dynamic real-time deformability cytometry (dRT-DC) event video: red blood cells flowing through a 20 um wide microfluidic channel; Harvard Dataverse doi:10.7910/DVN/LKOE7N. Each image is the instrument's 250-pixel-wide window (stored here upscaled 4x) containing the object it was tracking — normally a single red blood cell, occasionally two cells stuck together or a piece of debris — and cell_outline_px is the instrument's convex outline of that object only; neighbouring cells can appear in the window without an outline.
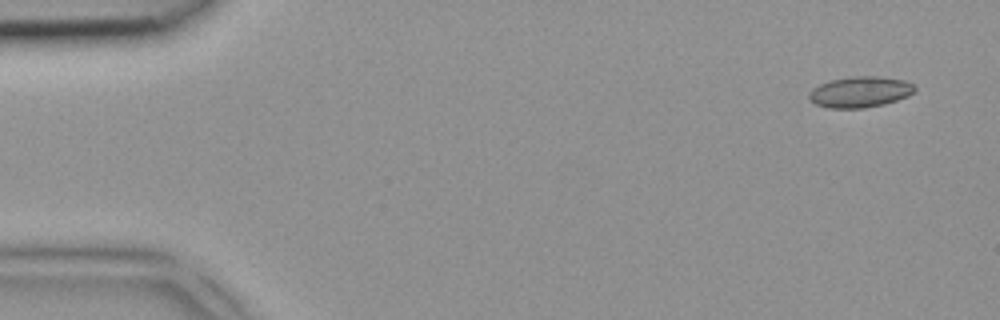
{"species": "common noctule bat (a hibernating species)", "species_latin": "Nyctalus noctula", "temperature_condition": "room temperature", "stored_images_in_passage": 5, "segment_of_instrument_passage": [1, 2], "camera_frame_rate_fps": 3000, "um_per_image_px": 0.085, "animal": {"sex": "female", "body_mass_g": 18.4}, "frame": {"image": 1, "passage_image": 1, "time_ms": 0.0, "image_size_px": [1000, 320], "cell_outline_px": [[916, 88], [908, 96], [884, 104], [864, 108], [828, 108], [816, 104], [808, 100], [808, 96], [812, 88], [820, 84], [832, 80], [852, 76], [876, 76], [904, 80], [912, 84]], "centroid_in_image_um": [73.07, 7.82], "position_along_channel_um": 11.9, "area_um2": 18.96}}
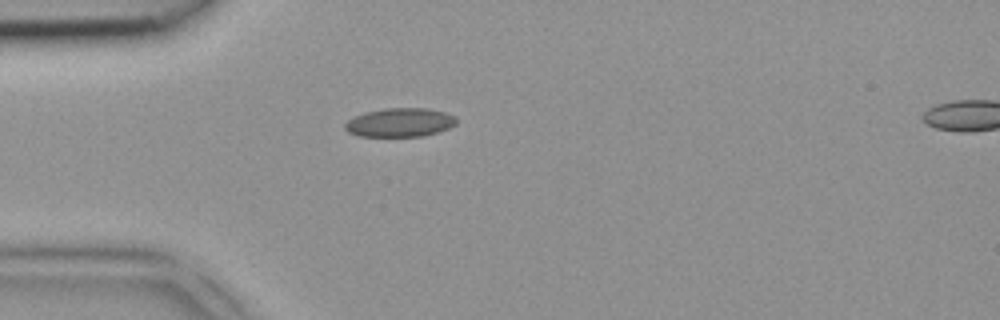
{"frame": {"image": 2, "passage_image": 4, "time_ms": 1.0, "image_size_px": [1000, 320], "cell_outline_px": [[456, 124], [448, 128], [424, 136], [360, 136], [348, 132], [344, 128], [344, 124], [348, 120], [364, 112], [384, 108], [428, 108], [444, 112], [456, 116]], "centroid_in_image_um": [33.99, 10.4], "position_along_channel_um": 51.0, "area_um2": 18.67}}